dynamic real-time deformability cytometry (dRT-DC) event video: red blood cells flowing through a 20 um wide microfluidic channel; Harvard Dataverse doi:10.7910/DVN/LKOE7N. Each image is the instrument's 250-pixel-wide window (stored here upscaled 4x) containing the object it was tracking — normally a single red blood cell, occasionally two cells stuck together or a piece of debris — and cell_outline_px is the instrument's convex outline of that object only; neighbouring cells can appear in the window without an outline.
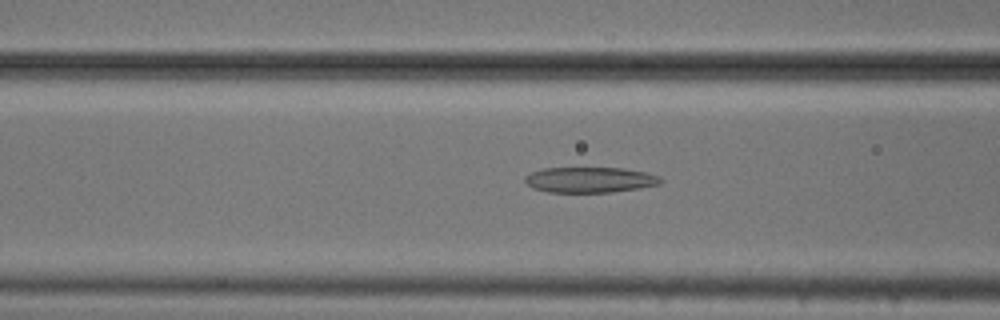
{"species": "common noctule bat (a hibernating species)", "species_latin": "Nyctalus noctula", "temperature_condition": "cold", "stored_images_in_passage": 48, "camera_frame_rate_fps": 3000, "um_per_image_px": 0.085, "animal": {"sex": "male", "body_mass_g": 20.5, "forearm_length_mm": 52.5}, "frame": {"image": 1, "passage_image": 20, "time_ms": 6.333, "image_size_px": [1000, 320], "cell_outline_px": [[664, 180], [660, 184], [640, 188], [608, 192], [548, 192], [532, 188], [524, 180], [524, 176], [532, 172], [544, 168], [624, 168], [644, 172], [660, 176]], "centroid_in_image_um": [50.15, 15.28], "position_along_channel_um": 116.5, "area_um2": 20.17}}
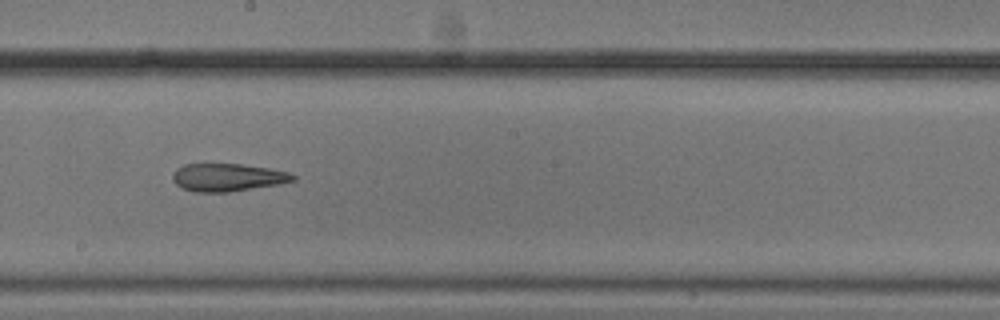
{"frame": {"image": 2, "passage_image": 29, "time_ms": 9.333, "image_size_px": [1000, 320], "cell_outline_px": [[296, 180], [276, 184], [228, 192], [192, 192], [180, 188], [172, 180], [172, 176], [176, 168], [184, 164], [240, 164], [268, 168], [288, 172], [296, 176]], "centroid_in_image_um": [19.28, 15.08], "position_along_channel_um": 228.9, "area_um2": 19.42}}
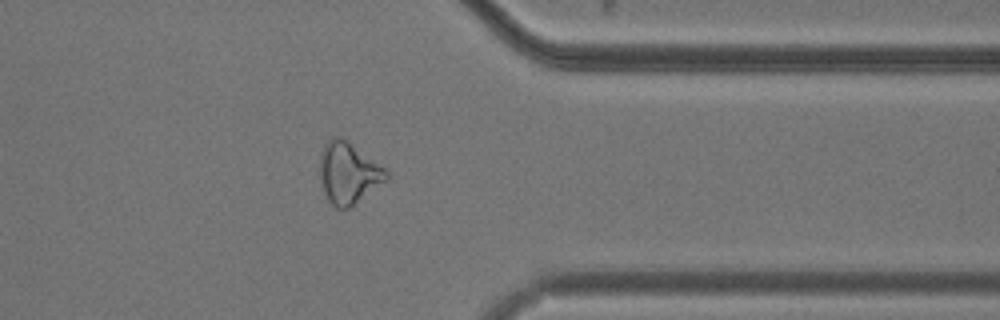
{"frame": {"image": 3, "passage_image": 42, "time_ms": 13.667, "image_size_px": [1000, 320], "cell_outline_px": [[388, 180], [348, 208], [336, 208], [328, 200], [324, 192], [320, 176], [320, 152], [324, 144], [332, 136], [340, 136], [384, 168], [388, 172]], "centroid_in_image_um": [29.59, 14.7], "position_along_channel_um": 381.8, "area_um2": 23.41}}